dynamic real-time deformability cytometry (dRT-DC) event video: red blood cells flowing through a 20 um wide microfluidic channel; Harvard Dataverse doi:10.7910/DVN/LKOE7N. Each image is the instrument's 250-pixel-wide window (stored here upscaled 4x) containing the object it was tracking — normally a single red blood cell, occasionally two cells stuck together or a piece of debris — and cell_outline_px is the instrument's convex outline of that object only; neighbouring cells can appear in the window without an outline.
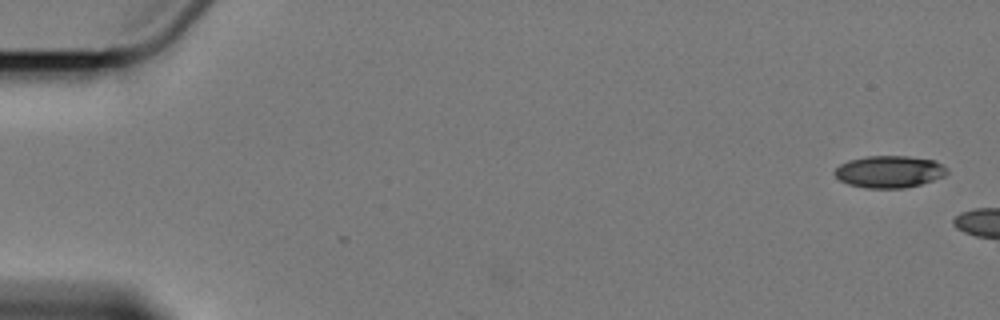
{"species": "Egyptian fruit bat (a non-hibernating species)", "species_latin": "Rousettus aegyptiacus", "temperature_condition": "cold", "stored_images_in_passage": 2, "camera_frame_rate_fps": 3000, "um_per_image_px": 0.085, "animal": {"sex": "female"}, "frame": {"image": 1, "passage_image": 2, "time_ms": 1.0, "image_size_px": [1000, 320], "cell_outline_px": [[948, 172], [944, 176], [920, 184], [904, 188], [864, 188], [848, 184], [840, 180], [832, 172], [840, 164], [848, 160], [868, 156], [908, 156], [936, 160], [948, 168]], "centroid_in_image_um": [75.59, 14.59], "position_along_channel_um": 9.4, "area_um2": 21.1}}